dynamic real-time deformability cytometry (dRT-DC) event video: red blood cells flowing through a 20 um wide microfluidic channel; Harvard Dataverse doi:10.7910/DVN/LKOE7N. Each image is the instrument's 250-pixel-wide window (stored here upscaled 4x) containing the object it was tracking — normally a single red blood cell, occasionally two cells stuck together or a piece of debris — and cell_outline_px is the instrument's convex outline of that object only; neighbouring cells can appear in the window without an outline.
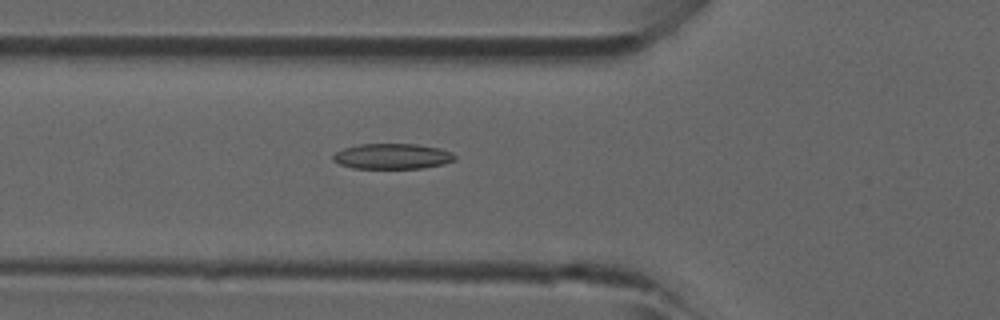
{"species": "common noctule bat (a hibernating species)", "species_latin": "Nyctalus noctula", "temperature_condition": "room temperature", "stored_images_in_passage": 43, "camera_frame_rate_fps": 3000, "um_per_image_px": 0.085, "animal": {"sex": "male", "forearm_length_mm": 52.5}, "frame": {"image": 1, "passage_image": 13, "time_ms": 4.0, "image_size_px": [1000, 320], "cell_outline_px": [[456, 160], [444, 164], [424, 168], [352, 168], [340, 164], [332, 160], [332, 156], [336, 152], [344, 148], [360, 144], [416, 144], [440, 148], [452, 152], [456, 156]], "centroid_in_image_um": [33.38, 13.28], "position_along_channel_um": 92.4, "area_um2": 18.15}}
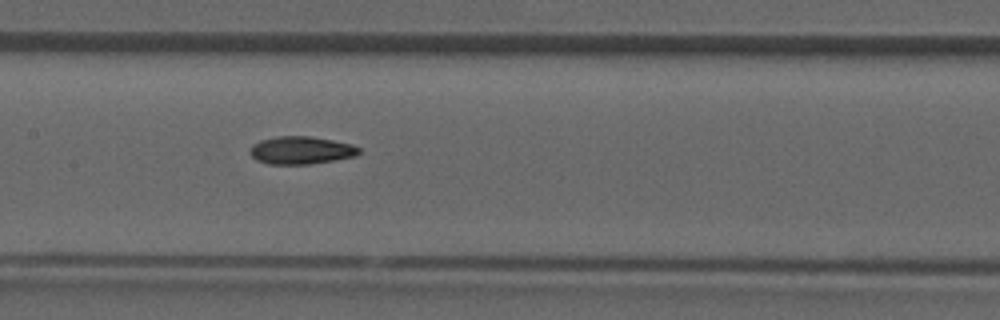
{"frame": {"image": 2, "passage_image": 19, "time_ms": 6.0, "image_size_px": [1000, 320], "cell_outline_px": [[360, 152], [356, 156], [336, 160], [308, 164], [268, 164], [256, 160], [252, 156], [252, 144], [260, 140], [280, 136], [308, 136], [332, 140], [352, 144], [360, 148]], "centroid_in_image_um": [25.62, 12.78], "position_along_channel_um": 181.8, "area_um2": 17.51}}